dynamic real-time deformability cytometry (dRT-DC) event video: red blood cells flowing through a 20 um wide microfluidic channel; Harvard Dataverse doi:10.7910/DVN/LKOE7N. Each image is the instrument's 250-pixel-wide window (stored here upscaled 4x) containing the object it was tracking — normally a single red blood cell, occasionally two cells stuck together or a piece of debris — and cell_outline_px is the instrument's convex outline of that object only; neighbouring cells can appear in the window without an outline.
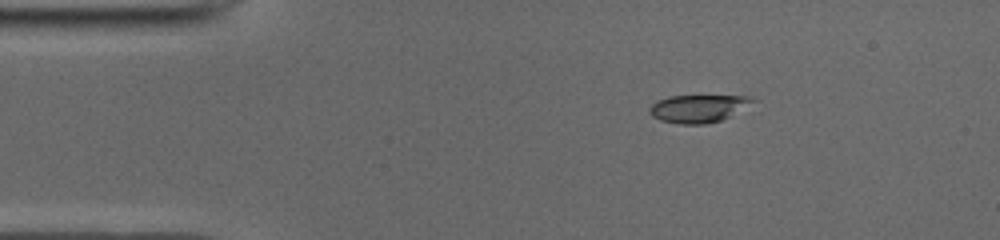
{"species": "common noctule bat (a hibernating species)", "species_latin": "Nyctalus noctula", "temperature_condition": "cold", "stored_images_in_passage": 44, "camera_frame_rate_fps": 3000, "um_per_image_px": 0.085, "animal": {"sex": "male", "body_mass_g": 19.0, "forearm_length_mm": 50.8}, "frame": {"image": 1, "passage_image": 2, "time_ms": 0.333, "image_size_px": [1000, 240], "cell_outline_px": [[756, 100], [728, 116], [720, 120], [704, 124], [680, 124], [660, 120], [652, 116], [648, 112], [648, 108], [656, 100], [668, 96], [748, 96]], "centroid_in_image_um": [59.25, 9.22], "position_along_channel_um": 25.8, "area_um2": 16.36}}
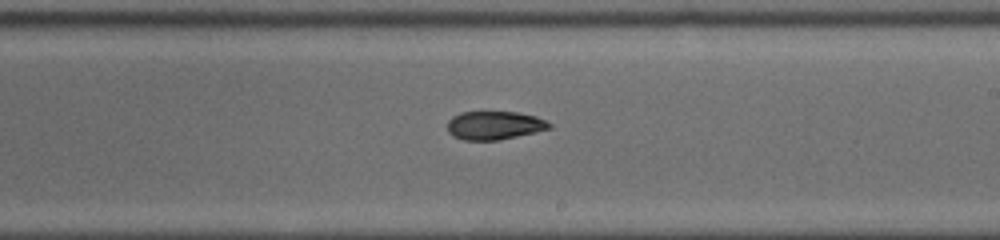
{"frame": {"image": 2, "passage_image": 23, "time_ms": 7.333, "image_size_px": [1000, 240], "cell_outline_px": [[552, 128], [500, 140], [464, 140], [452, 136], [448, 132], [448, 120], [452, 116], [460, 112], [516, 112], [536, 116], [552, 124]], "centroid_in_image_um": [42.01, 10.66], "position_along_channel_um": 247.0, "area_um2": 16.94}}
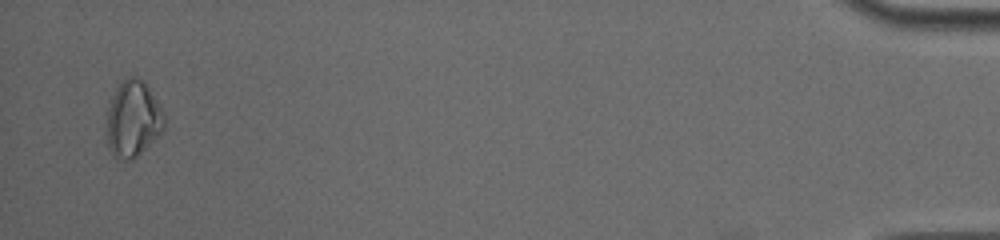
{"frame": {"image": 3, "passage_image": 43, "time_ms": 14.0, "image_size_px": [1000, 240], "cell_outline_px": [[164, 132], [132, 160], [116, 160], [112, 156], [108, 148], [108, 108], [112, 96], [116, 88], [124, 76], [136, 76], [148, 88], [160, 104], [164, 112]], "centroid_in_image_um": [11.32, 10.14], "position_along_channel_um": 423.9, "area_um2": 25.72}, "authors_computed_cell_mechanics": {"area_um2": 17.34, "velocity_mm_per_s": 3.9735, "shape_relaxation_time_tau1_ms": 5.6026, "shape_relaxation_time_tau2_ms": 8.3606, "deformation_change_tau1": 0.1543, "deformation_change_tau2": 0.1595}}